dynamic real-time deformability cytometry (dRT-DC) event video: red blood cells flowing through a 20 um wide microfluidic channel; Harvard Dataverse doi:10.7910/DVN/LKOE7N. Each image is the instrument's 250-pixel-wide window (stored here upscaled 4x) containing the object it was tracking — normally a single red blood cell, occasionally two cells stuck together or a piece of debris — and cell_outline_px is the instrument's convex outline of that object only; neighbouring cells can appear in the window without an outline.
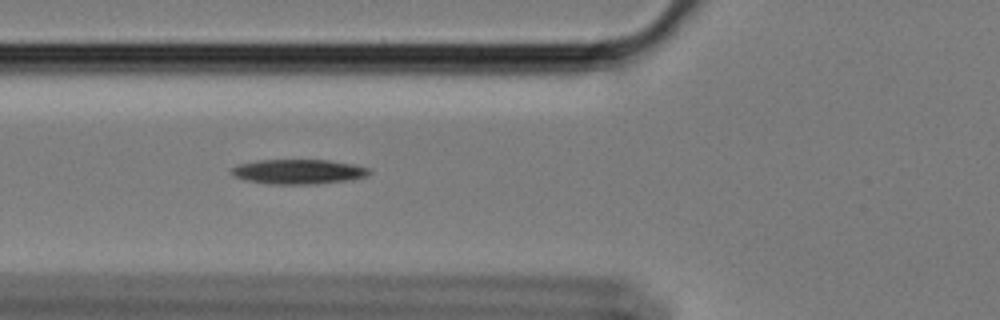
{"species": "Egyptian fruit bat (a non-hibernating species)", "species_latin": "Rousettus aegyptiacus", "temperature_condition": "cold", "stored_images_in_passage": 50, "camera_frame_rate_fps": 3000, "um_per_image_px": 0.085, "animal": {"sex": "female"}, "frame": {"image": 1, "passage_image": 18, "time_ms": 5.667, "image_size_px": [1000, 320], "cell_outline_px": [[372, 172], [368, 176], [352, 180], [316, 184], [268, 184], [244, 180], [232, 176], [232, 168], [240, 164], [256, 160], [328, 160], [352, 164], [372, 168]], "centroid_in_image_um": [25.41, 14.6], "position_along_channel_um": 100.4, "area_um2": 20.11}}
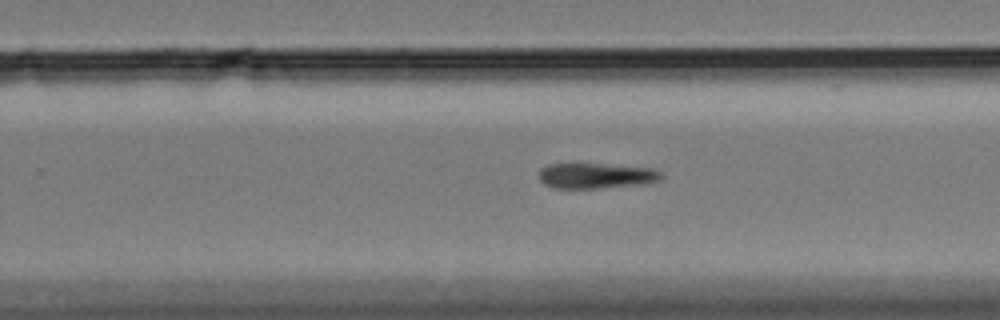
{"frame": {"image": 2, "passage_image": 34, "time_ms": 11.0, "image_size_px": [1000, 320], "cell_outline_px": [[664, 176], [660, 180], [644, 184], [596, 188], [552, 188], [544, 184], [540, 180], [540, 168], [548, 164], [572, 160], [652, 168], [660, 172]], "centroid_in_image_um": [50.6, 14.88], "position_along_channel_um": 279.2, "area_um2": 19.13}}
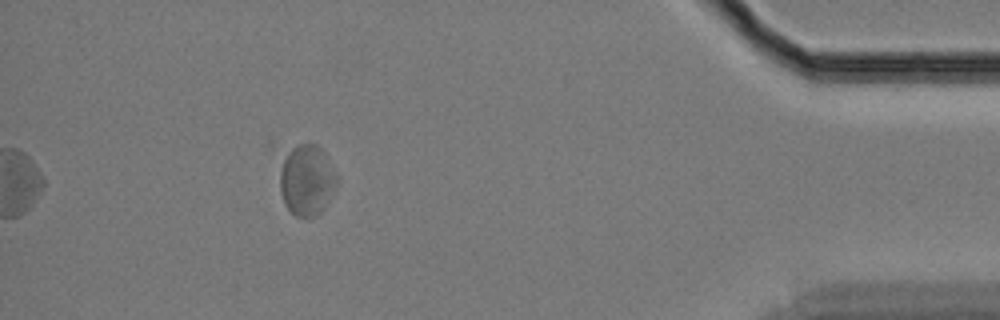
{"frame": {"image": 3, "passage_image": 50, "time_ms": 16.333, "image_size_px": [1000, 320], "cell_outline_px": [[340, 180], [336, 188], [324, 208], [316, 216], [296, 216], [284, 204], [280, 192], [280, 172], [284, 160], [288, 152], [296, 144], [316, 144], [328, 156], [340, 176]], "centroid_in_image_um": [26.14, 15.3], "position_along_channel_um": 409.1, "area_um2": 23.81}, "authors_computed_cell_mechanics": {"area_um2": 19.5075, "velocity_mm_per_s": 3.3541, "shape_relaxation_time_tau1_ms": 6.4209, "shape_relaxation_time_tau2_ms": null, "deformation_change_tau1": 0.0833, "deformation_change_tau2": null}}